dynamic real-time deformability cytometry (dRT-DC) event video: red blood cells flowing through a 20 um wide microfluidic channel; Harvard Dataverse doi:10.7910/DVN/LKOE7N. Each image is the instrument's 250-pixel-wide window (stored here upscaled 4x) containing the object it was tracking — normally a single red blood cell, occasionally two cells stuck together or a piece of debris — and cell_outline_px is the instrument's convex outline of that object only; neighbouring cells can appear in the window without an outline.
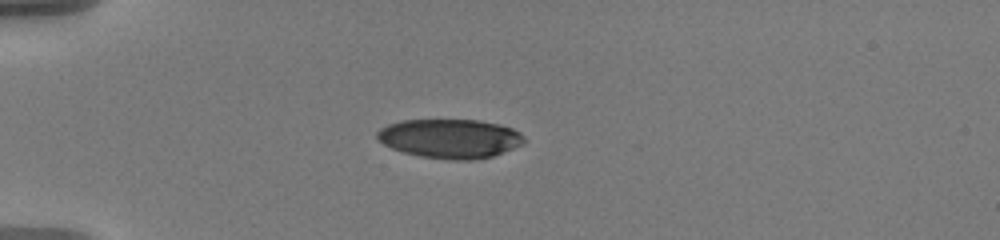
{"species": "human", "species_latin": "Homo sapiens", "temperature_condition": "warm", "stored_images_in_passage": 5, "camera_frame_rate_fps": 3000, "um_per_image_px": 0.085, "donor": {"sex": "male"}, "frame": {"image": 1, "passage_image": 1, "time_ms": 0.0, "image_size_px": [1000, 240], "cell_outline_px": [[524, 144], [492, 156], [472, 160], [452, 160], [420, 156], [404, 152], [392, 148], [376, 140], [376, 132], [380, 128], [388, 124], [400, 120], [480, 120], [500, 124], [512, 128], [520, 132], [524, 136]], "centroid_in_image_um": [38.24, 11.77], "position_along_channel_um": 46.8, "area_um2": 33.7}}
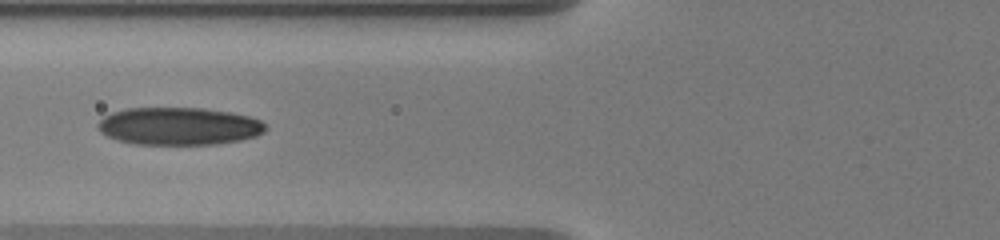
{"frame": {"image": 2, "passage_image": 4, "time_ms": 2.667, "image_size_px": [1000, 240], "cell_outline_px": [[268, 128], [264, 132], [256, 136], [240, 140], [216, 144], [132, 144], [116, 140], [100, 132], [96, 124], [104, 116], [112, 112], [128, 108], [204, 108], [232, 112], [248, 116], [260, 120]], "centroid_in_image_um": [15.2, 10.72], "position_along_channel_um": 110.6, "area_um2": 36.93}}